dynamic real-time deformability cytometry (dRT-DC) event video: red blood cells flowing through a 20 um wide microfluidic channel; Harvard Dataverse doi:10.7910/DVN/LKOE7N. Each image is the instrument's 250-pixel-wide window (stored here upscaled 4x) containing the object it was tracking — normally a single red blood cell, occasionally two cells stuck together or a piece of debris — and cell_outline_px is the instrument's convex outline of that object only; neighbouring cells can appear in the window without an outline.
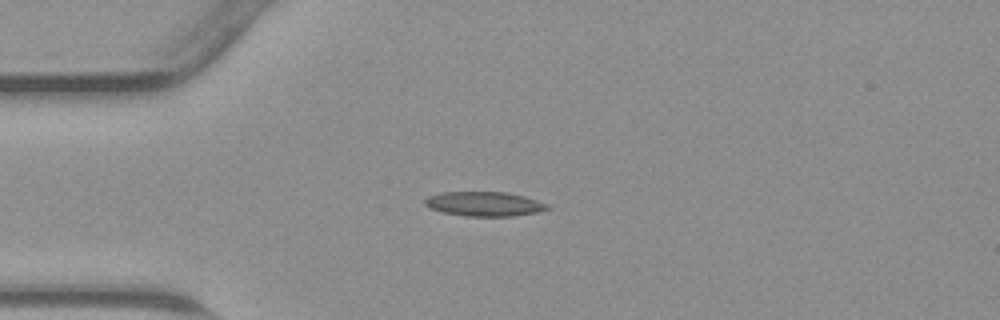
{"species": "common noctule bat (a hibernating species)", "species_latin": "Nyctalus noctula", "temperature_condition": "warm", "stored_images_in_passage": 35, "camera_frame_rate_fps": 3000, "um_per_image_px": 0.085, "animal": {"sex": "male", "body_mass_g": 23.1, "forearm_length_mm": 52.7}, "frame": {"image": 1, "passage_image": 1, "time_ms": 0.0, "image_size_px": [1000, 320], "cell_outline_px": [[552, 208], [536, 212], [512, 216], [464, 216], [444, 212], [428, 208], [424, 204], [424, 200], [428, 196], [440, 192], [504, 192], [524, 196], [548, 204]], "centroid_in_image_um": [41.14, 17.33], "position_along_channel_um": 43.9, "area_um2": 17.46}}
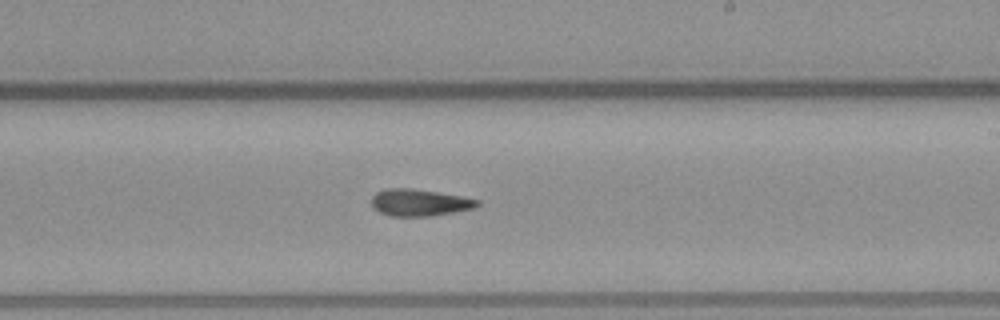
{"frame": {"image": 2, "passage_image": 16, "time_ms": 5.0, "image_size_px": [1000, 320], "cell_outline_px": [[480, 204], [476, 208], [432, 216], [388, 216], [380, 212], [372, 204], [372, 196], [376, 192], [388, 188], [412, 188], [460, 196], [480, 200]], "centroid_in_image_um": [35.68, 17.22], "position_along_channel_um": 253.3, "area_um2": 16.53}}
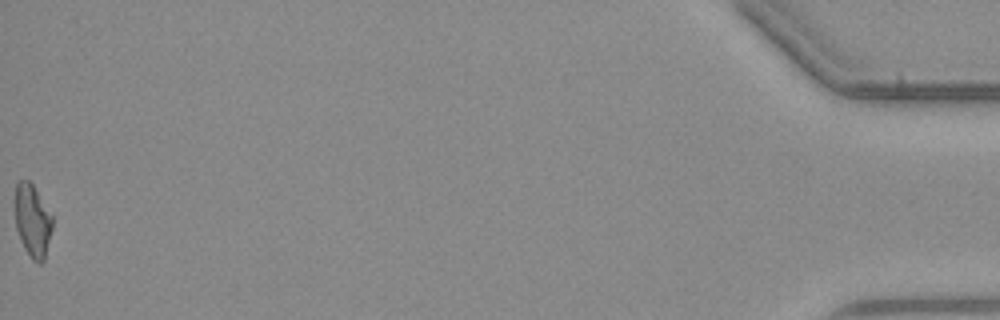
{"frame": {"image": 3, "passage_image": 35, "time_ms": 11.333, "image_size_px": [1000, 320], "cell_outline_px": [[52, 228], [44, 260], [40, 264], [32, 260], [24, 248], [20, 240], [16, 228], [12, 204], [12, 200], [16, 184], [20, 180], [28, 180], [32, 184], [52, 216]], "centroid_in_image_um": [2.7, 18.74], "position_along_channel_um": 432.5, "area_um2": 16.18}}